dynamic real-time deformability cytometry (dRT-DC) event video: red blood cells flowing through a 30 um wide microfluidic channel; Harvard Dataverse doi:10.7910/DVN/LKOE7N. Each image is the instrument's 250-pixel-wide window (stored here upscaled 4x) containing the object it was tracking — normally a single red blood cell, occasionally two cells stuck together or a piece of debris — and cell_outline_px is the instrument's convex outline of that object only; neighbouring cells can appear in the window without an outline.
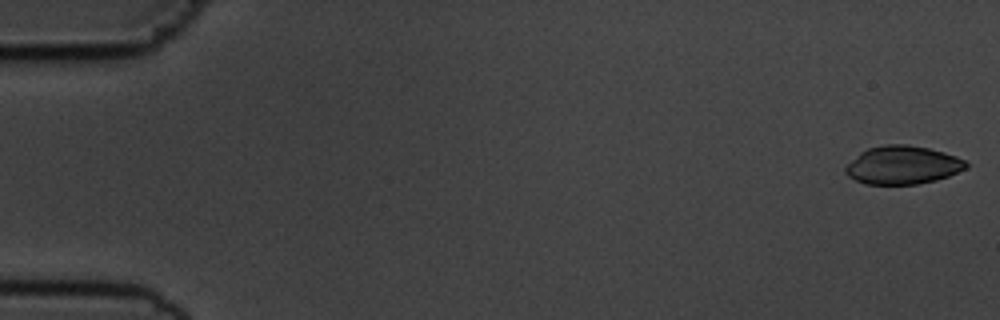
{"species": "common noctule bat (a hibernating species)", "species_latin": "Nyctalus noctula", "temperature_condition": "cold", "stored_images_in_passage": 54, "camera_frame_rate_fps": 3000, "um_per_image_px": 0.085, "animal": {"sex": "male", "body_mass_g": 19.5, "forearm_length_mm": 54.6}, "frame": {"image": 1, "passage_image": 1, "time_ms": 0.0, "image_size_px": [1000, 320], "cell_outline_px": [[968, 168], [948, 176], [936, 180], [916, 184], [864, 184], [848, 176], [844, 172], [844, 168], [860, 152], [868, 148], [884, 144], [908, 144], [928, 148], [944, 152], [956, 156], [964, 160], [968, 164]], "centroid_in_image_um": [76.72, 14.03], "position_along_channel_um": 8.3, "area_um2": 26.93}}
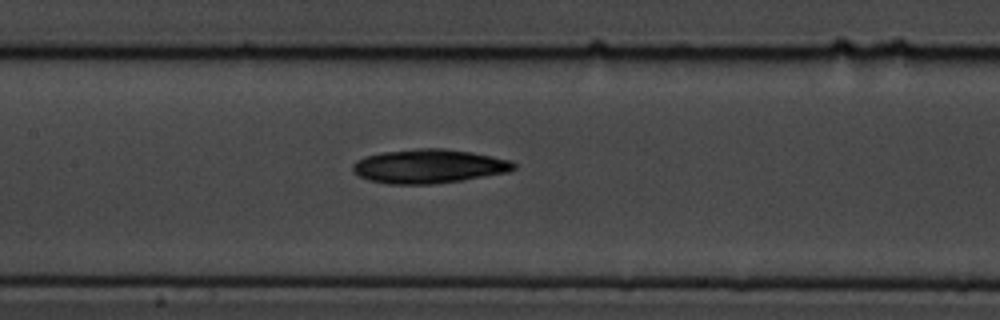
{"frame": {"image": 2, "passage_image": 26, "time_ms": 8.333, "image_size_px": [1000, 320], "cell_outline_px": [[516, 168], [508, 172], [460, 180], [432, 184], [388, 184], [368, 180], [352, 172], [352, 164], [356, 160], [364, 156], [384, 152], [420, 148], [444, 148], [472, 152], [512, 160], [516, 164]], "centroid_in_image_um": [36.44, 14.12], "position_along_channel_um": 171.0, "area_um2": 31.96}}
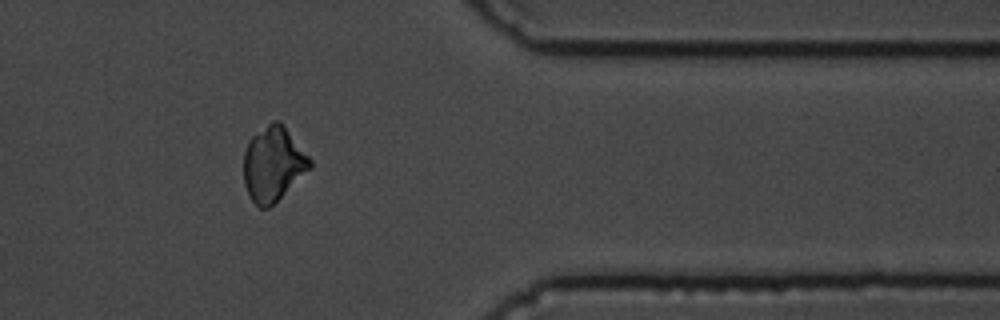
{"frame": {"image": 3, "passage_image": 45, "time_ms": 14.667, "image_size_px": [1000, 320], "cell_outline_px": [[312, 168], [268, 208], [260, 208], [248, 196], [244, 184], [244, 152], [248, 140], [252, 136], [272, 120], [280, 120], [284, 124], [312, 160]], "centroid_in_image_um": [23.22, 13.91], "position_along_channel_um": 388.2, "area_um2": 28.9}}